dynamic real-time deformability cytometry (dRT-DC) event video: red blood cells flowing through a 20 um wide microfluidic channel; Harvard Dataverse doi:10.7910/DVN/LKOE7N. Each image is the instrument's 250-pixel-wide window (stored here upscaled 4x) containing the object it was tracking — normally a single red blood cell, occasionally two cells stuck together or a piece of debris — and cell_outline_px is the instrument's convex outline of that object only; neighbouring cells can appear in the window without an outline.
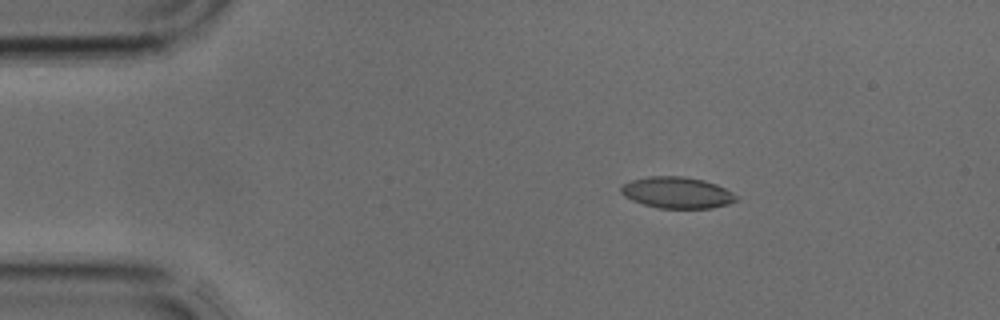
{"species": "common noctule bat (a hibernating species)", "species_latin": "Nyctalus noctula", "temperature_condition": "cold", "stored_images_in_passage": 3, "camera_frame_rate_fps": 3000, "um_per_image_px": 0.085, "animal": {"sex": "male", "body_mass_g": 17.9, "forearm_length_mm": 54.2}, "frame": {"image": 1, "passage_image": 1, "time_ms": 0.0, "image_size_px": [1000, 320], "cell_outline_px": [[740, 200], [728, 204], [712, 208], [660, 208], [644, 204], [632, 200], [624, 196], [620, 192], [620, 188], [624, 184], [632, 180], [648, 176], [684, 176], [704, 180], [716, 184], [740, 196]], "centroid_in_image_um": [57.59, 16.37], "position_along_channel_um": 27.4, "area_um2": 21.15}}